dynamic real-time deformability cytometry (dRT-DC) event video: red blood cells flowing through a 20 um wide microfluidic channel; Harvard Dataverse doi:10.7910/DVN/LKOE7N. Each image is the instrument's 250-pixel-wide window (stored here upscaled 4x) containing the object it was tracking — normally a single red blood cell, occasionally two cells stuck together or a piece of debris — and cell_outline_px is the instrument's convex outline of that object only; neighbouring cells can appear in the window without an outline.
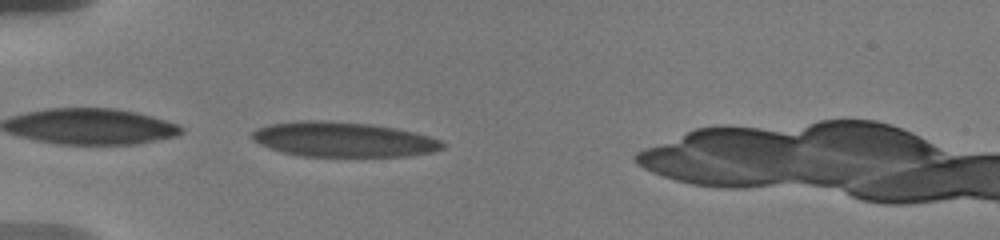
{"species": "human", "species_latin": "Homo sapiens", "temperature_condition": "warm", "stored_images_in_passage": 9, "camera_frame_rate_fps": 3000, "um_per_image_px": 0.085, "donor": {"sex": "male"}, "frame": {"image": 1, "passage_image": 1, "time_ms": 0.0, "image_size_px": [1000, 240], "cell_outline_px": [[444, 148], [432, 152], [408, 156], [304, 156], [284, 152], [268, 148], [260, 144], [252, 136], [252, 132], [260, 128], [272, 124], [368, 124], [392, 128], [412, 132], [428, 136], [440, 140], [444, 144]], "centroid_in_image_um": [29.29, 11.93], "position_along_channel_um": 55.7, "area_um2": 36.41}}
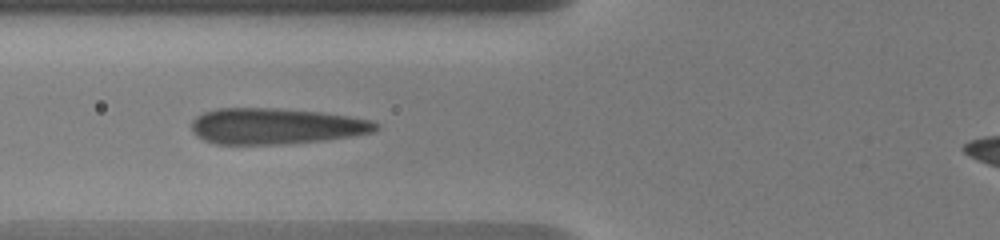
{"frame": {"image": 2, "passage_image": 7, "time_ms": 1.667, "image_size_px": [1000, 240], "cell_outline_px": [[380, 128], [372, 132], [352, 136], [324, 140], [284, 144], [216, 144], [204, 140], [196, 136], [192, 132], [192, 120], [196, 116], [204, 112], [216, 108], [272, 108], [320, 112], [348, 116], [368, 120], [376, 124]], "centroid_in_image_um": [23.39, 10.72], "position_along_channel_um": 102.4, "area_um2": 38.55}}
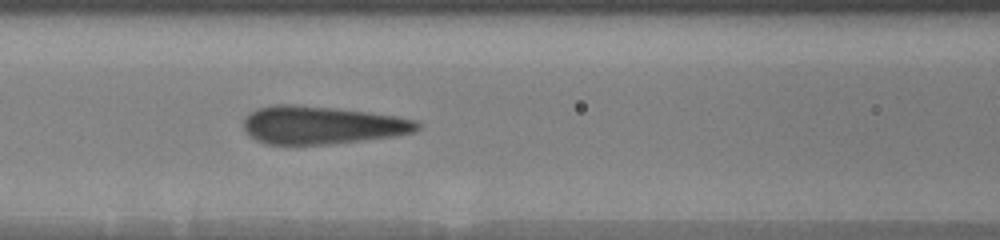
{"frame": {"image": 3, "passage_image": 9, "time_ms": 2.667, "image_size_px": [1000, 240], "cell_outline_px": [[420, 128], [412, 132], [396, 136], [328, 144], [268, 144], [256, 140], [244, 128], [244, 116], [248, 112], [256, 108], [272, 104], [292, 104], [336, 108], [368, 112], [396, 116], [416, 120], [420, 124]], "centroid_in_image_um": [27.33, 10.62], "position_along_channel_um": 139.3, "area_um2": 38.44}}